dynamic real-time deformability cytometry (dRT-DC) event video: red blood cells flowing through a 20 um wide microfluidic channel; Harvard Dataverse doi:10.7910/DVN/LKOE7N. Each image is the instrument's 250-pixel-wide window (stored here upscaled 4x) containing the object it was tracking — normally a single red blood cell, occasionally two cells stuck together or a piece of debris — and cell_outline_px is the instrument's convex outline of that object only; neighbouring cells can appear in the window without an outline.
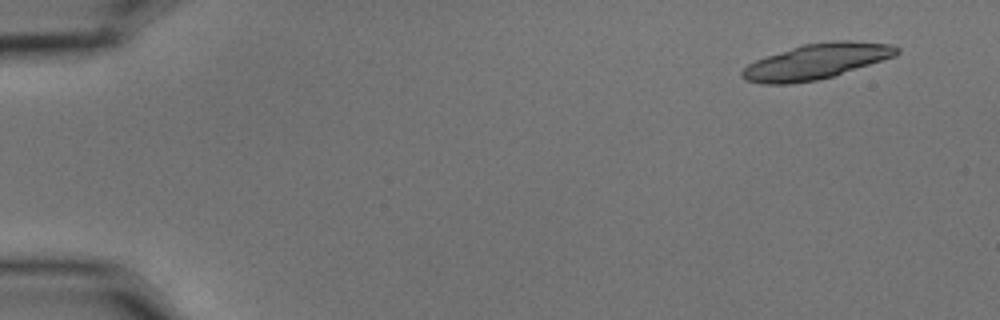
{"species": "common noctule bat (a hibernating species)", "species_latin": "Nyctalus noctula", "temperature_condition": "cold", "stored_images_in_passage": 5, "camera_frame_rate_fps": 3000, "um_per_image_px": 0.085, "animal": {"sex": "male", "body_mass_g": 15.6}, "frame": {"image": 1, "passage_image": 1, "time_ms": 0.0, "image_size_px": [1000, 320], "cell_outline_px": [[900, 52], [896, 56], [832, 76], [816, 80], [788, 84], [760, 84], [744, 80], [740, 76], [740, 72], [748, 64], [756, 60], [804, 44], [832, 40], [852, 40], [892, 44], [900, 48]], "centroid_in_image_um": [69.4, 5.22], "position_along_channel_um": 15.6, "area_um2": 31.79}}